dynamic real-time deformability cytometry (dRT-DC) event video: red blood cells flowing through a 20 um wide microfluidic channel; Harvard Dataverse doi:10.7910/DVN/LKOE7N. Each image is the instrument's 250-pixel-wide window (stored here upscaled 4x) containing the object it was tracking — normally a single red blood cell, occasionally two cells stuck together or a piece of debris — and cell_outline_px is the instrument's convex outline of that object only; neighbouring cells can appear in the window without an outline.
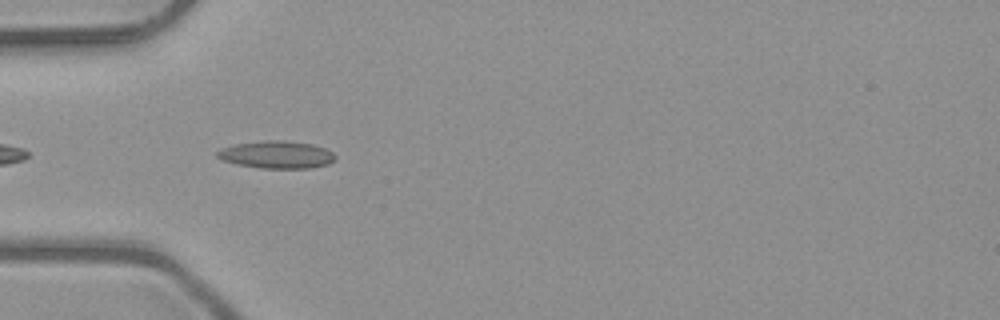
{"species": "common noctule bat (a hibernating species)", "species_latin": "Nyctalus noctula", "temperature_condition": "room temperature", "stored_images_in_passage": 4, "camera_frame_rate_fps": 3000, "um_per_image_px": 0.085, "animal": {"sex": "male", "body_mass_g": 23.1, "forearm_length_mm": 52.7}, "frame": {"image": 1, "passage_image": 2, "time_ms": 0.333, "image_size_px": [1000, 320], "cell_outline_px": [[336, 160], [328, 164], [312, 168], [260, 168], [236, 164], [224, 160], [216, 156], [216, 152], [220, 148], [236, 144], [268, 140], [280, 140], [312, 144], [324, 148], [332, 152], [336, 156]], "centroid_in_image_um": [23.52, 13.15], "position_along_channel_um": 61.5, "area_um2": 18.84}}
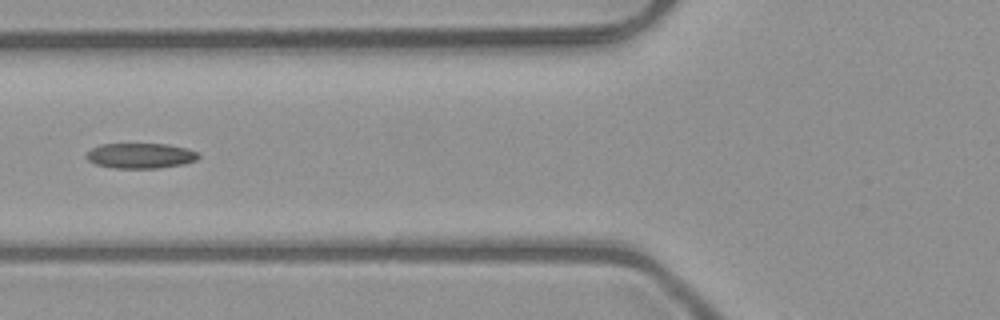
{"frame": {"image": 2, "passage_image": 3, "time_ms": 0.667, "image_size_px": [1000, 320], "cell_outline_px": [[200, 156], [196, 160], [184, 164], [156, 168], [112, 168], [96, 164], [88, 160], [84, 156], [92, 148], [100, 144], [168, 144], [188, 148], [200, 152]], "centroid_in_image_um": [11.97, 13.23], "position_along_channel_um": 113.8, "area_um2": 16.65}}
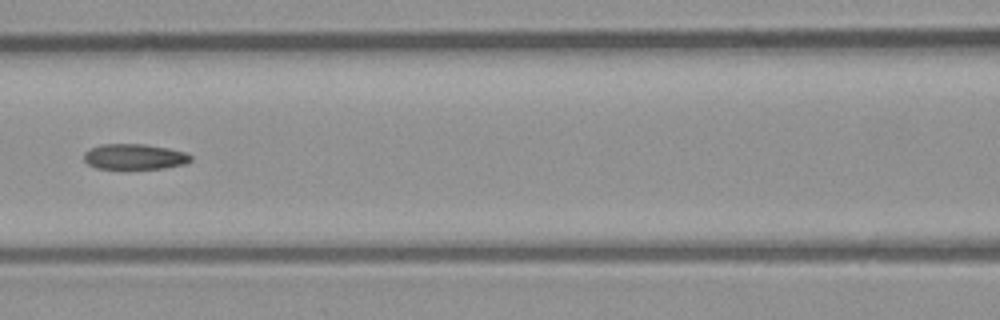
{"frame": {"image": 3, "passage_image": 4, "time_ms": 1.0, "image_size_px": [1000, 320], "cell_outline_px": [[192, 160], [184, 164], [164, 168], [124, 172], [96, 168], [88, 164], [84, 160], [84, 152], [100, 144], [144, 144], [168, 148], [184, 152], [192, 156]], "centroid_in_image_um": [11.4, 13.37], "position_along_channel_um": 155.2, "area_um2": 16.7}}